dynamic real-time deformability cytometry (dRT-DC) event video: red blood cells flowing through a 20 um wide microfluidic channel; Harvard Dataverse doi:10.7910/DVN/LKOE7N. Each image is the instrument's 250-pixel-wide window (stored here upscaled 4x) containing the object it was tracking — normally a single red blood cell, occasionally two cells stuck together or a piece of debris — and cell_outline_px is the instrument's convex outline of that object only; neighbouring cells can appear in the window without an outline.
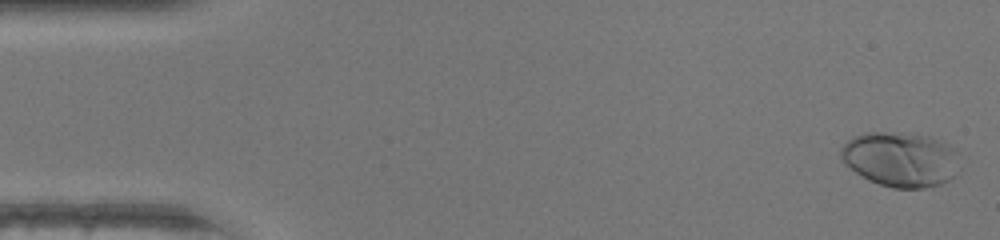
{"species": "human", "species_latin": "Homo sapiens", "temperature_condition": "warm", "stored_images_in_passage": 47, "camera_frame_rate_fps": 3000, "um_per_image_px": 0.085, "donor": {"sex": "female"}, "frame": {"image": 1, "passage_image": 2, "time_ms": 0.333, "image_size_px": [1000, 240], "cell_outline_px": [[956, 152], [952, 176], [948, 180], [940, 184], [924, 188], [892, 188], [868, 180], [844, 164], [840, 156], [840, 148], [848, 140], [856, 136], [868, 132], [884, 132], [928, 136], [948, 144], [956, 148]], "centroid_in_image_um": [76.47, 13.54], "position_along_channel_um": 8.5, "area_um2": 37.28}}
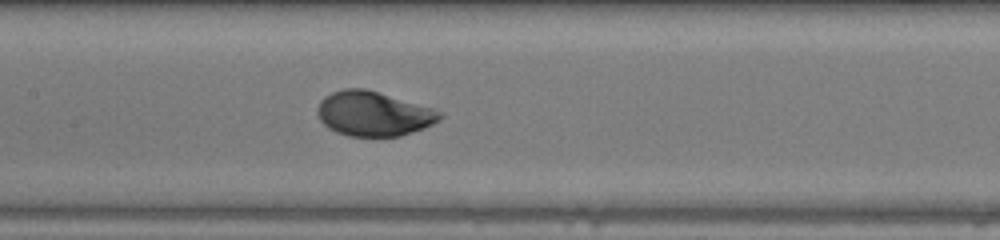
{"frame": {"image": 2, "passage_image": 23, "time_ms": 7.333, "image_size_px": [1000, 240], "cell_outline_px": [[444, 116], [440, 120], [424, 128], [400, 136], [348, 136], [336, 132], [328, 128], [320, 120], [316, 112], [316, 108], [320, 100], [324, 96], [332, 92], [344, 88], [364, 88], [432, 108], [444, 112]], "centroid_in_image_um": [31.73, 9.67], "position_along_channel_um": 175.7, "area_um2": 31.91}}
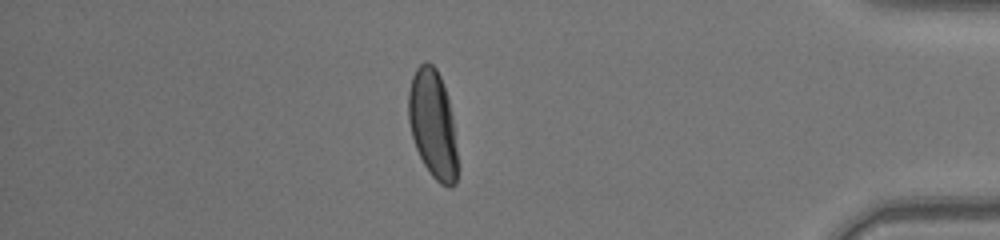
{"frame": {"image": 3, "passage_image": 41, "time_ms": 13.333, "image_size_px": [1000, 240], "cell_outline_px": [[456, 184], [452, 188], [448, 188], [440, 184], [432, 176], [424, 164], [416, 148], [412, 136], [408, 120], [408, 92], [412, 76], [416, 68], [424, 60], [428, 60], [436, 68], [440, 76], [448, 96], [452, 116], [456, 148]], "centroid_in_image_um": [36.77, 10.52], "position_along_channel_um": 398.4, "area_um2": 31.04}, "authors_computed_cell_mechanics": {"area_um2": 31.501, "velocity_mm_per_s": 4.4019, "shape_relaxation_time_tau1_ms": 2.7622, "shape_relaxation_time_tau2_ms": null, "deformation_change_tau1": 0.1793, "deformation_change_tau2": null}}